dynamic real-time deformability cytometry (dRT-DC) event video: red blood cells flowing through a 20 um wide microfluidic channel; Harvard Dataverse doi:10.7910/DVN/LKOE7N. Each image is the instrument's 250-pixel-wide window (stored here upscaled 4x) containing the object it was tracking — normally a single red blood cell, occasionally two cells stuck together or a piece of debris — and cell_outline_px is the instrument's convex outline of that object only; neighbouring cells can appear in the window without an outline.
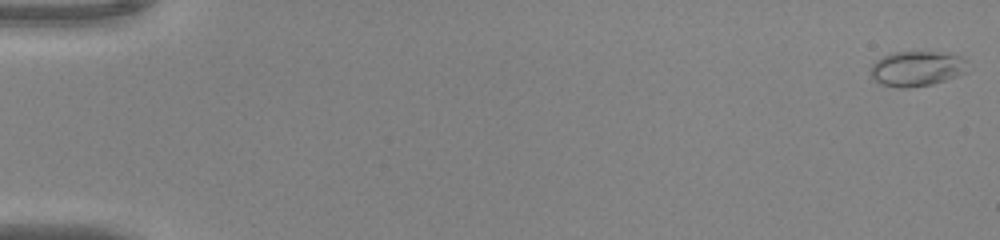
{"species": "common noctule bat (a hibernating species)", "species_latin": "Nyctalus noctula", "temperature_condition": "warm", "stored_images_in_passage": 53, "camera_frame_rate_fps": 3000, "um_per_image_px": 0.085, "animal": {"sex": "male", "body_mass_g": 20.0, "forearm_length_mm": 53.3}, "frame": {"image": 1, "passage_image": 2, "time_ms": 0.333, "image_size_px": [1000, 240], "cell_outline_px": [[972, 68], [956, 76], [932, 84], [912, 88], [900, 88], [880, 84], [872, 76], [872, 64], [876, 60], [892, 52], [948, 52], [964, 56], [968, 60]], "centroid_in_image_um": [78.03, 5.82], "position_along_channel_um": 7.0, "area_um2": 20.23}}
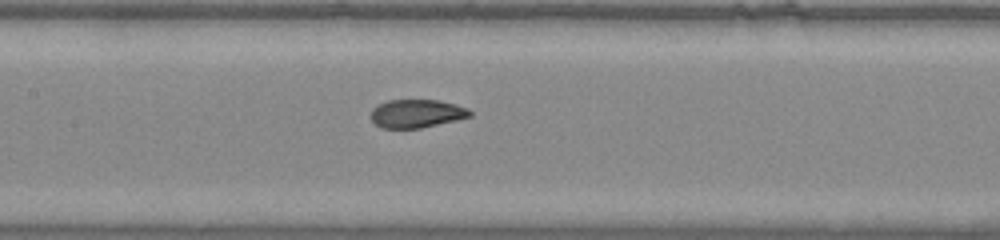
{"frame": {"image": 2, "passage_image": 27, "time_ms": 8.667, "image_size_px": [1000, 240], "cell_outline_px": [[472, 116], [456, 120], [420, 128], [380, 128], [372, 120], [372, 108], [388, 100], [440, 100], [456, 104], [468, 108], [472, 112]], "centroid_in_image_um": [35.44, 9.65], "position_along_channel_um": 172.0, "area_um2": 16.3}}
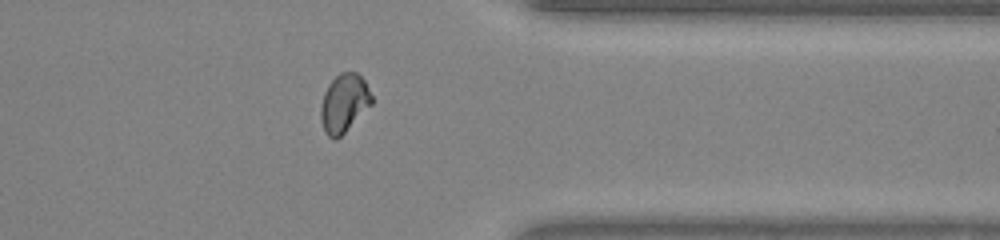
{"frame": {"image": 3, "passage_image": 43, "time_ms": 14.0, "image_size_px": [1000, 240], "cell_outline_px": [[372, 104], [336, 140], [328, 136], [324, 132], [320, 120], [320, 108], [324, 92], [328, 84], [340, 72], [356, 72], [364, 80], [372, 96]], "centroid_in_image_um": [29.22, 8.77], "position_along_channel_um": 382.2, "area_um2": 17.22}, "authors_computed_cell_mechanics": {"area_um2": 17.5712, "velocity_mm_per_s": 4.0763, "shape_relaxation_time_tau1_ms": 6.9644, "shape_relaxation_time_tau2_ms": null, "deformation_change_tau1": 0.2592, "deformation_change_tau2": null}}